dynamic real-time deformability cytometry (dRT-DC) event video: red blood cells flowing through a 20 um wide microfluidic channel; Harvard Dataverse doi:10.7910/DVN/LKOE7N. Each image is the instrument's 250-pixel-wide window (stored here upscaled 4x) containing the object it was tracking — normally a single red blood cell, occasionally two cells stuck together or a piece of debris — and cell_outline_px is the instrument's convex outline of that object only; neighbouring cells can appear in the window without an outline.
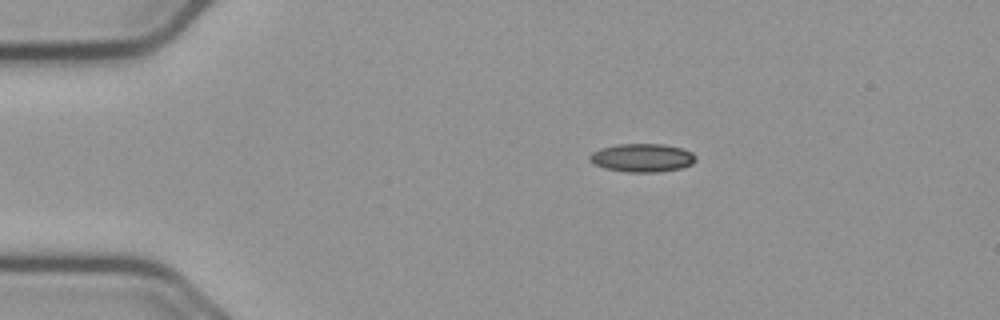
{"species": "common noctule bat (a hibernating species)", "species_latin": "Nyctalus noctula", "temperature_condition": "cold", "stored_images_in_passage": 42, "camera_frame_rate_fps": 3000, "um_per_image_px": 0.085, "animal": {"sex": "male", "body_mass_g": 23.1, "forearm_length_mm": 52.7}, "frame": {"image": 1, "passage_image": 1, "time_ms": 0.0, "image_size_px": [1000, 320], "cell_outline_px": [[696, 160], [692, 164], [680, 168], [656, 172], [628, 172], [604, 168], [588, 160], [588, 156], [592, 152], [600, 148], [620, 144], [664, 144], [680, 148], [692, 152], [696, 156]], "centroid_in_image_um": [54.57, 13.41], "position_along_channel_um": 30.4, "area_um2": 17.46}}
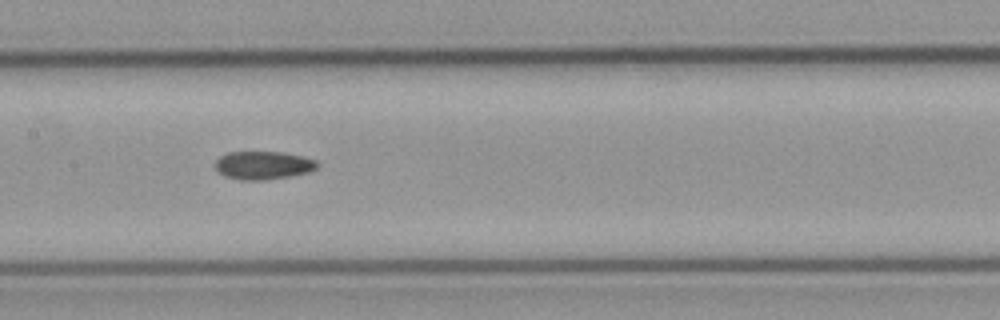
{"frame": {"image": 2, "passage_image": 18, "time_ms": 5.667, "image_size_px": [1000, 320], "cell_outline_px": [[320, 164], [316, 168], [308, 172], [288, 176], [260, 180], [240, 180], [224, 176], [216, 168], [216, 160], [220, 156], [228, 152], [284, 152], [304, 156], [316, 160]], "centroid_in_image_um": [22.39, 14.04], "position_along_channel_um": 185.0, "area_um2": 16.7}}
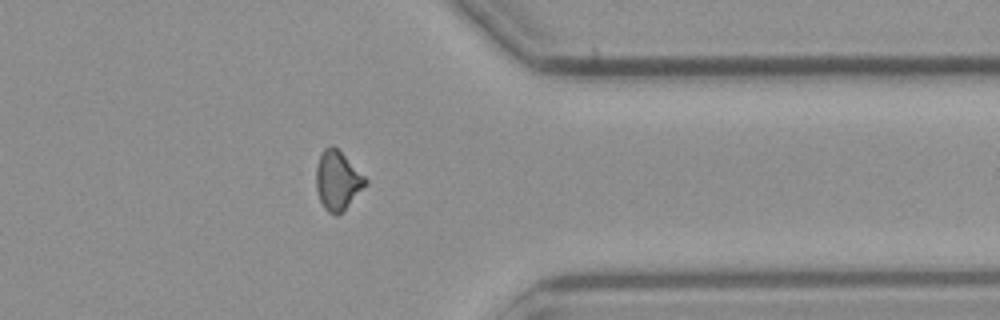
{"frame": {"image": 3, "passage_image": 35, "time_ms": 11.333, "image_size_px": [1000, 320], "cell_outline_px": [[368, 184], [336, 216], [328, 212], [324, 208], [320, 200], [316, 188], [316, 168], [320, 156], [324, 148], [332, 144], [368, 180]], "centroid_in_image_um": [28.68, 15.34], "position_along_channel_um": 382.7, "area_um2": 16.53}, "authors_computed_cell_mechanics": {"area_um2": 16.6753, "velocity_mm_per_s": 3.6735, "shape_relaxation_time_tau1_ms": null, "shape_relaxation_time_tau2_ms": 3.8964, "deformation_change_tau1": null, "deformation_change_tau2": 0.1019}}